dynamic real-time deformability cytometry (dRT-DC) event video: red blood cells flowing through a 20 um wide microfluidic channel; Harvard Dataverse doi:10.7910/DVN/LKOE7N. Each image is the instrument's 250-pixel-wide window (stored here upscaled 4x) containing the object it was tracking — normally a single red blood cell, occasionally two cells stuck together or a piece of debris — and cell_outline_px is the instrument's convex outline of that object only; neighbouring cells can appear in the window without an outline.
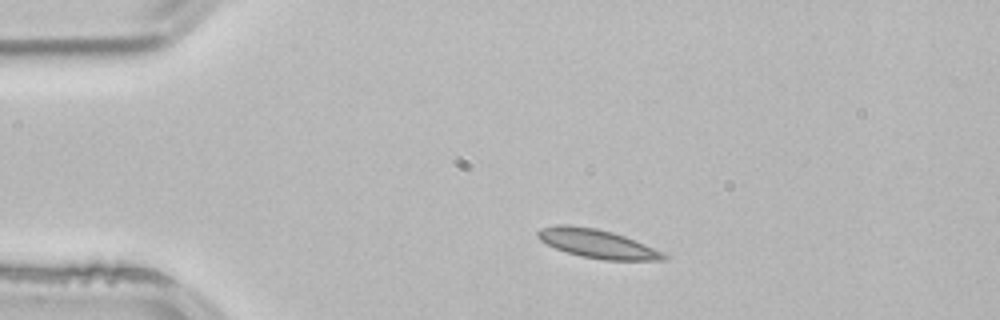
{"species": "common noctule bat (a hibernating species)", "species_latin": "Nyctalus noctula", "temperature_condition": "room temperature", "stored_images_in_passage": 4, "camera_frame_rate_fps": 3000, "um_per_image_px": 0.085, "animal": {"sex": "male", "body_mass_g": 21.5, "forearm_length_mm": 52.0}, "frame": {"image": 1, "passage_image": 4, "time_ms": 1.0, "image_size_px": [1000, 320], "cell_outline_px": [[668, 260], [604, 260], [580, 256], [556, 248], [540, 240], [536, 236], [536, 232], [540, 228], [556, 224], [568, 224], [596, 228], [612, 232], [624, 236], [664, 252], [668, 256]], "centroid_in_image_um": [50.76, 20.7], "position_along_channel_um": 34.2, "area_um2": 21.1}}